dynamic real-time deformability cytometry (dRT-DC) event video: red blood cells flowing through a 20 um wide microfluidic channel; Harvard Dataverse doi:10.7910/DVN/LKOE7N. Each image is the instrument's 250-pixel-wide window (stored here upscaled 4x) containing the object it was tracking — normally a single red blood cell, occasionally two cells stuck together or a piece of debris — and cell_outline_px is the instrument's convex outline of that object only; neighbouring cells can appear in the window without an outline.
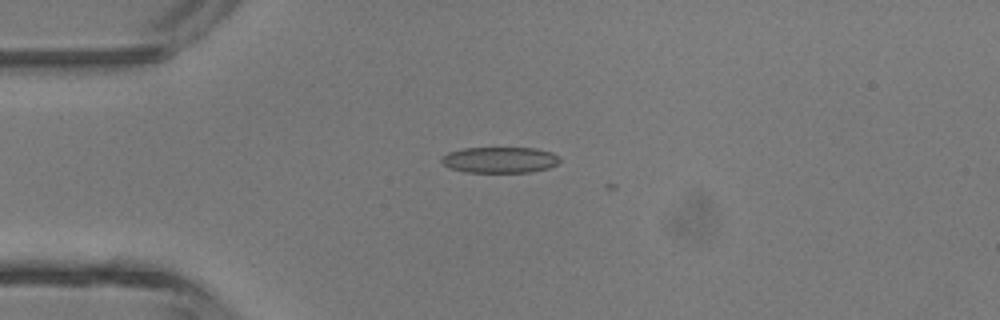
{"species": "common noctule bat (a hibernating species)", "species_latin": "Nyctalus noctula", "temperature_condition": "room temperature", "stored_images_in_passage": 4, "camera_frame_rate_fps": 3000, "um_per_image_px": 0.085, "animal": {"sex": "male", "body_mass_g": 13.3}, "frame": {"image": 1, "passage_image": 2, "time_ms": 1.333, "image_size_px": [1000, 320], "cell_outline_px": [[560, 160], [556, 164], [548, 168], [528, 172], [464, 172], [448, 168], [440, 160], [448, 152], [464, 148], [536, 148], [552, 152], [560, 156]], "centroid_in_image_um": [42.48, 13.59], "position_along_channel_um": 42.5, "area_um2": 17.92}}